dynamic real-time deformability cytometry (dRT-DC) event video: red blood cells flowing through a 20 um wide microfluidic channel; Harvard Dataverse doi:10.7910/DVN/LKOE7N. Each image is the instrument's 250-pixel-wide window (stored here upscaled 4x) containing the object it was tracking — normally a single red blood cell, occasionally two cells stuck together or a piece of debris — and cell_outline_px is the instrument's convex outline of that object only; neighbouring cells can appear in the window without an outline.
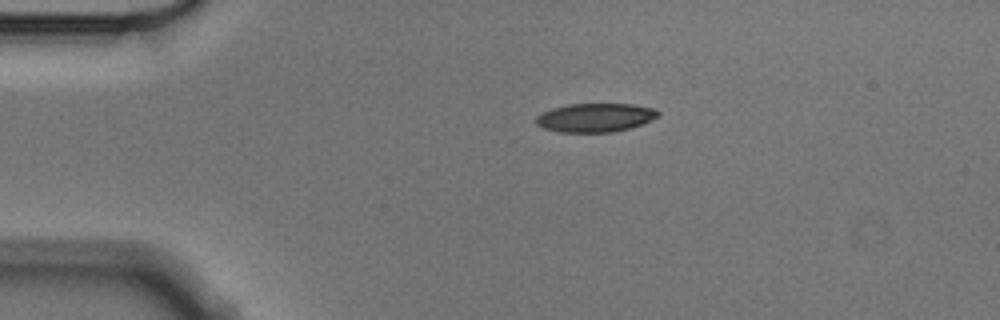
{"species": "Egyptian fruit bat (a non-hibernating species)", "species_latin": "Rousettus aegyptiacus", "temperature_condition": "cold", "stored_images_in_passage": 2, "camera_frame_rate_fps": 3000, "um_per_image_px": 0.085, "animal": {"sex": "male"}, "frame": {"image": 1, "passage_image": 1, "time_ms": 0.0, "image_size_px": [1000, 320], "cell_outline_px": [[660, 116], [652, 120], [628, 128], [612, 132], [560, 132], [544, 128], [536, 124], [536, 116], [552, 108], [572, 104], [632, 104], [656, 108], [660, 112]], "centroid_in_image_um": [50.63, 9.99], "position_along_channel_um": 34.4, "area_um2": 20.35}}